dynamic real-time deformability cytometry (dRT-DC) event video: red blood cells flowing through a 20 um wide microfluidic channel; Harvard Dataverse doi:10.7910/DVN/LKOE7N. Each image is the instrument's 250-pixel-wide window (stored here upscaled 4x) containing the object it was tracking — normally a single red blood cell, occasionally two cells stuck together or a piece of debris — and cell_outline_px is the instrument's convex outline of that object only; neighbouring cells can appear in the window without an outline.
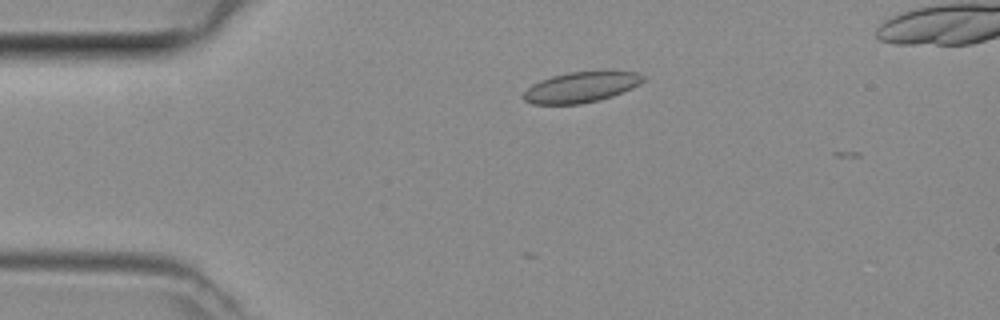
{"species": "common noctule bat (a hibernating species)", "species_latin": "Nyctalus noctula", "temperature_condition": "room temperature", "stored_images_in_passage": 5, "camera_frame_rate_fps": 3000, "um_per_image_px": 0.085, "animal": {"sex": "female", "body_mass_g": 29.2, "forearm_length_mm": 56.3}, "frame": {"image": 1, "passage_image": 3, "time_ms": 0.667, "image_size_px": [1000, 320], "cell_outline_px": [[644, 80], [640, 84], [632, 88], [612, 96], [600, 100], [580, 104], [532, 104], [524, 100], [520, 96], [532, 84], [540, 80], [552, 76], [568, 72], [636, 72], [644, 76]], "centroid_in_image_um": [49.34, 7.42], "position_along_channel_um": 35.7, "area_um2": 21.15}}